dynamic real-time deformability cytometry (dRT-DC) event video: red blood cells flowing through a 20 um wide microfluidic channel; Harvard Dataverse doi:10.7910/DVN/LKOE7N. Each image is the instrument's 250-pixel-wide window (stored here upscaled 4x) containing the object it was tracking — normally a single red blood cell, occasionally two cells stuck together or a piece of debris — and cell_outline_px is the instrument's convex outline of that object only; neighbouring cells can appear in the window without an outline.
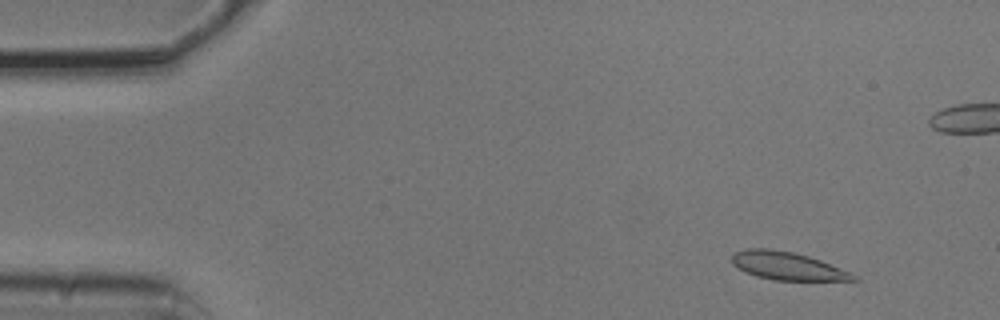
{"species": "common noctule bat (a hibernating species)", "species_latin": "Nyctalus noctula", "temperature_condition": "cold", "stored_images_in_passage": 6, "camera_frame_rate_fps": 3000, "um_per_image_px": 0.085, "animal": {"sex": "male", "body_mass_g": 20.5, "forearm_length_mm": 52.5}, "frame": {"image": 1, "passage_image": 2, "time_ms": 0.333, "image_size_px": [1000, 320], "cell_outline_px": [[860, 280], [772, 280], [756, 276], [744, 272], [732, 264], [732, 252], [744, 248], [768, 248], [792, 252], [808, 256], [820, 260], [852, 272]], "centroid_in_image_um": [66.88, 22.6], "position_along_channel_um": 18.1, "area_um2": 19.94}}
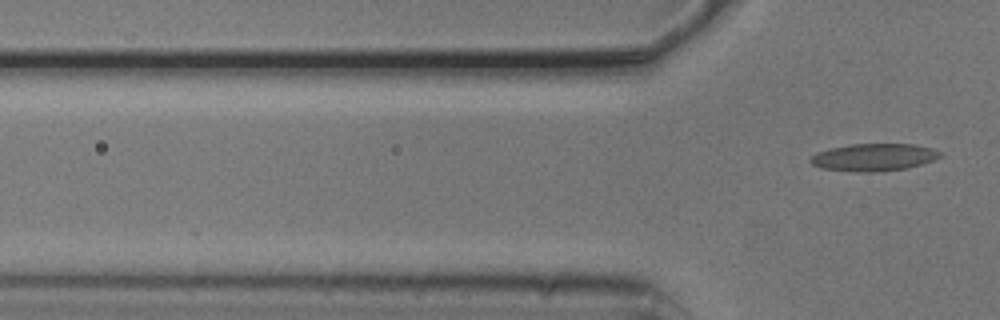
{"frame": {"image": 2, "passage_image": 6, "time_ms": 1.667, "image_size_px": [1000, 320], "cell_outline_px": [[940, 156], [932, 160], [908, 168], [872, 172], [856, 172], [824, 168], [812, 164], [808, 160], [816, 152], [832, 148], [852, 144], [916, 144], [932, 148], [940, 152]], "centroid_in_image_um": [74.26, 13.36], "position_along_channel_um": 51.5, "area_um2": 20.46}}